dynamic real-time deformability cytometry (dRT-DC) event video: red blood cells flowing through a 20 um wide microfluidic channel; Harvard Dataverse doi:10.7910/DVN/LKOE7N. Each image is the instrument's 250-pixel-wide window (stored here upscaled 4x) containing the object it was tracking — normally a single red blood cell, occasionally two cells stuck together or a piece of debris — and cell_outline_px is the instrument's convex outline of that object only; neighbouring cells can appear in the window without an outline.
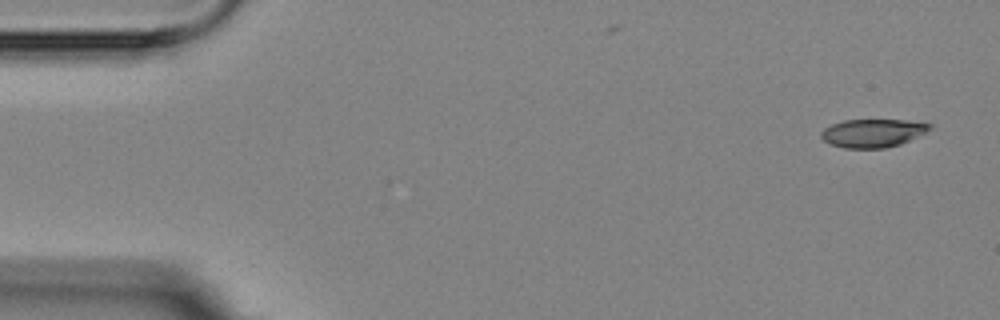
{"species": "Egyptian fruit bat (a non-hibernating species)", "species_latin": "Rousettus aegyptiacus", "temperature_condition": "room temperature", "stored_images_in_passage": 6, "camera_frame_rate_fps": 3000, "um_per_image_px": 0.085, "animal": {"sex": "female"}, "frame": {"image": 1, "passage_image": 1, "time_ms": 0.0, "image_size_px": [1000, 320], "cell_outline_px": [[932, 128], [900, 144], [884, 148], [844, 148], [832, 144], [824, 140], [820, 136], [820, 132], [824, 128], [832, 124], [844, 120], [908, 120], [932, 124]], "centroid_in_image_um": [74.16, 11.3], "position_along_channel_um": 10.8, "area_um2": 17.69}}
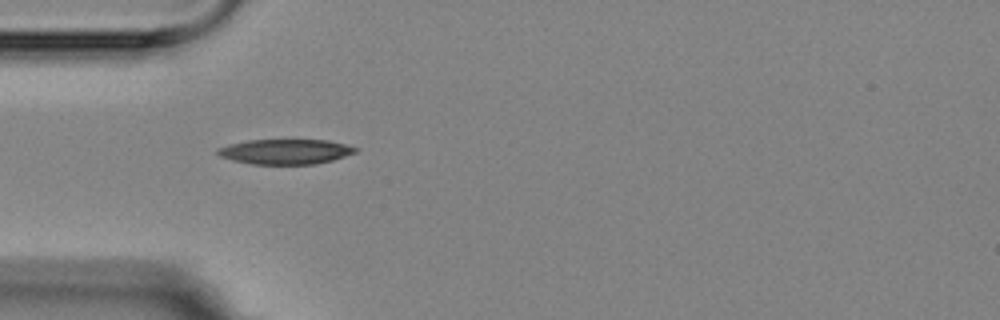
{"frame": {"image": 2, "passage_image": 5, "time_ms": 4.667, "image_size_px": [1000, 320], "cell_outline_px": [[356, 152], [332, 160], [312, 164], [252, 164], [232, 160], [220, 156], [216, 152], [216, 148], [248, 140], [328, 140], [344, 144], [356, 148]], "centroid_in_image_um": [24.22, 12.89], "position_along_channel_um": 60.8, "area_um2": 19.83}}
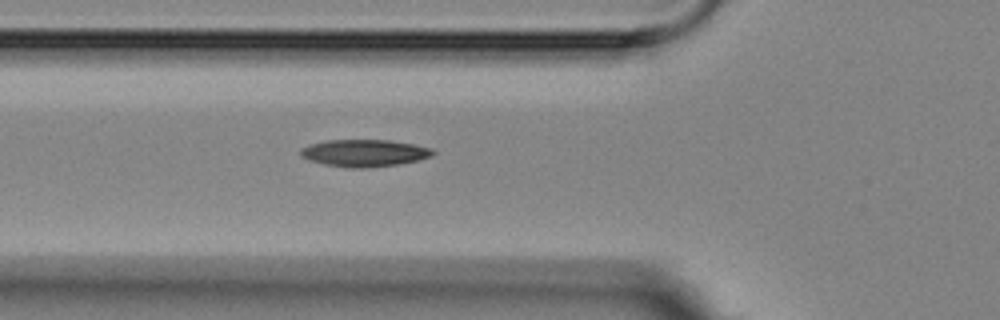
{"frame": {"image": 3, "passage_image": 6, "time_ms": 5.667, "image_size_px": [1000, 320], "cell_outline_px": [[436, 152], [432, 156], [400, 164], [368, 168], [348, 168], [324, 164], [308, 160], [300, 156], [300, 148], [308, 144], [324, 140], [388, 140], [412, 144], [432, 148]], "centroid_in_image_um": [30.92, 13.01], "position_along_channel_um": 94.9, "area_um2": 21.1}}